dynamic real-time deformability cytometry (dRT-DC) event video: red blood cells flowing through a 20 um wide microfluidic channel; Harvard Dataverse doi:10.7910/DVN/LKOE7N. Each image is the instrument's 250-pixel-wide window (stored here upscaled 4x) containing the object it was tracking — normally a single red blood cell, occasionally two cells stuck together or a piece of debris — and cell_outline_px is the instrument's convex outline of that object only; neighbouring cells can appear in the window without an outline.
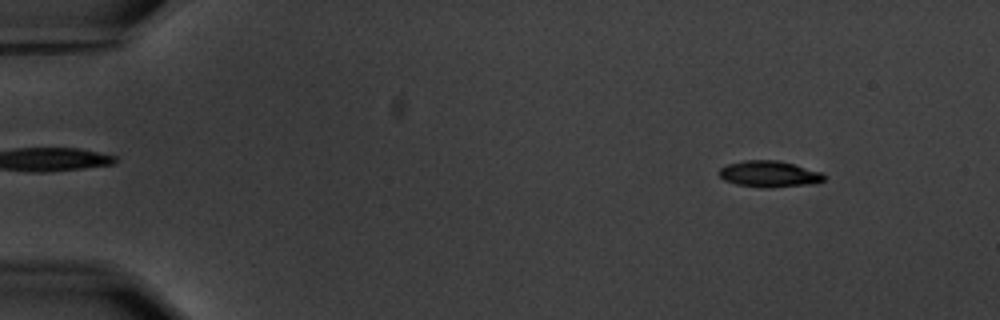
{"species": "common noctule bat (a hibernating species)", "species_latin": "Nyctalus noctula", "temperature_condition": "warm", "stored_images_in_passage": 6, "camera_frame_rate_fps": 3000, "um_per_image_px": 0.085, "animal": {"sex": "male", "body_mass_g": 20.1, "forearm_length_mm": 53.5}, "frame": {"image": 1, "passage_image": 2, "time_ms": 1.333, "image_size_px": [1000, 320], "cell_outline_px": [[824, 180], [816, 184], [772, 188], [760, 188], [736, 184], [724, 180], [716, 172], [720, 168], [728, 164], [744, 160], [776, 160], [792, 164], [820, 172], [824, 176]], "centroid_in_image_um": [65.35, 14.81], "position_along_channel_um": 19.7, "area_um2": 16.18}}
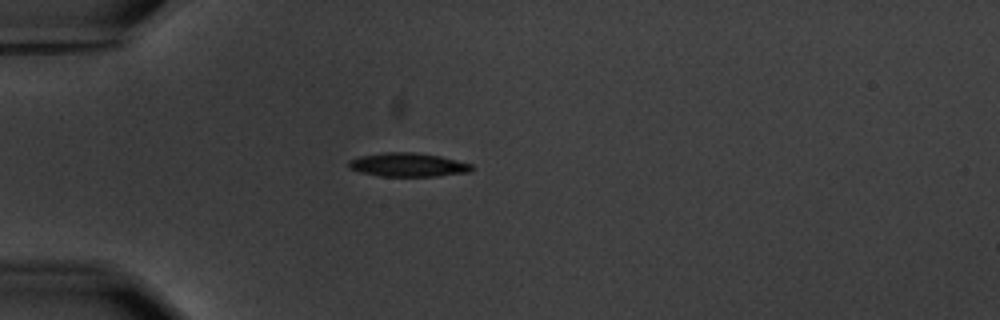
{"frame": {"image": 2, "passage_image": 5, "time_ms": 4.667, "image_size_px": [1000, 320], "cell_outline_px": [[472, 168], [468, 172], [436, 176], [380, 176], [360, 172], [348, 168], [348, 160], [360, 156], [384, 152], [412, 152], [440, 156], [472, 164]], "centroid_in_image_um": [34.63, 14.0], "position_along_channel_um": 50.4, "area_um2": 16.94}}